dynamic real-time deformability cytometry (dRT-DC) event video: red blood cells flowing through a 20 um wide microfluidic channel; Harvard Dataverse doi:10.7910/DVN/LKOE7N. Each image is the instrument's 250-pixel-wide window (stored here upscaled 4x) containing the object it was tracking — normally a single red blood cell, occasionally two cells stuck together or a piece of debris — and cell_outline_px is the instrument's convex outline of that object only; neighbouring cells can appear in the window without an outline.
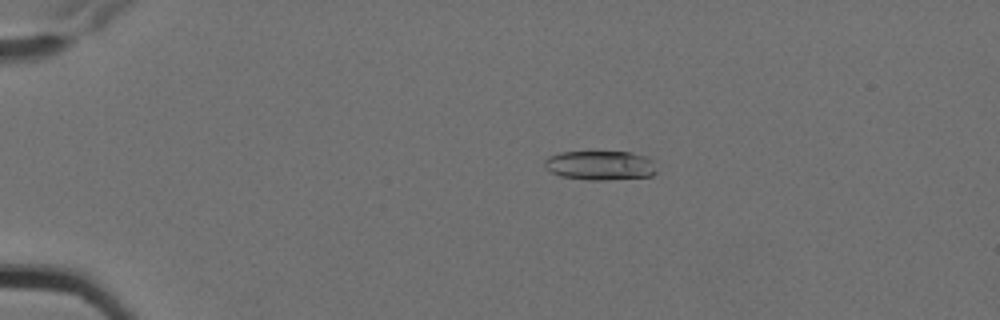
{"species": "Egyptian fruit bat (a non-hibernating species)", "species_latin": "Rousettus aegyptiacus", "temperature_condition": "cold", "stored_images_in_passage": 4, "camera_frame_rate_fps": 3000, "um_per_image_px": 0.085, "animal": {"sex": "female"}, "frame": {"image": 1, "passage_image": 2, "time_ms": 0.333, "image_size_px": [1000, 320], "cell_outline_px": [[656, 172], [652, 176], [604, 180], [588, 180], [560, 176], [544, 168], [544, 160], [548, 156], [560, 152], [628, 152], [648, 156], [652, 160]], "centroid_in_image_um": [50.99, 14.06], "position_along_channel_um": 34.0, "area_um2": 19.25}}
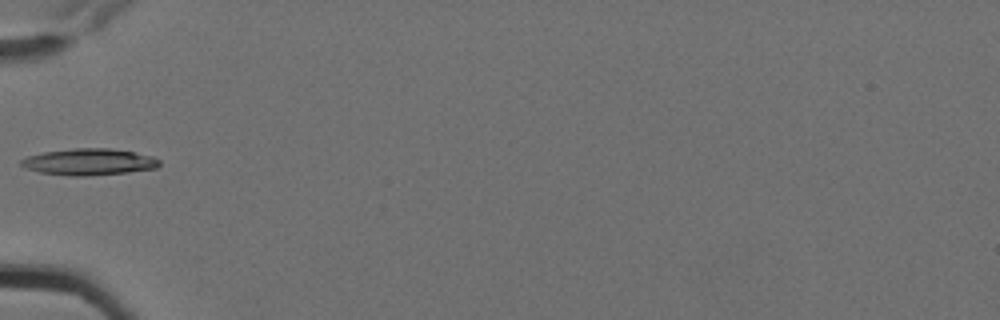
{"frame": {"image": 2, "passage_image": 4, "time_ms": 1.0, "image_size_px": [1000, 320], "cell_outline_px": [[160, 164], [156, 168], [128, 172], [84, 176], [72, 176], [40, 172], [24, 168], [20, 164], [20, 160], [28, 156], [44, 152], [72, 148], [108, 148], [132, 152], [152, 156], [160, 160]], "centroid_in_image_um": [7.55, 13.76], "position_along_channel_um": 77.5, "area_um2": 21.27}}